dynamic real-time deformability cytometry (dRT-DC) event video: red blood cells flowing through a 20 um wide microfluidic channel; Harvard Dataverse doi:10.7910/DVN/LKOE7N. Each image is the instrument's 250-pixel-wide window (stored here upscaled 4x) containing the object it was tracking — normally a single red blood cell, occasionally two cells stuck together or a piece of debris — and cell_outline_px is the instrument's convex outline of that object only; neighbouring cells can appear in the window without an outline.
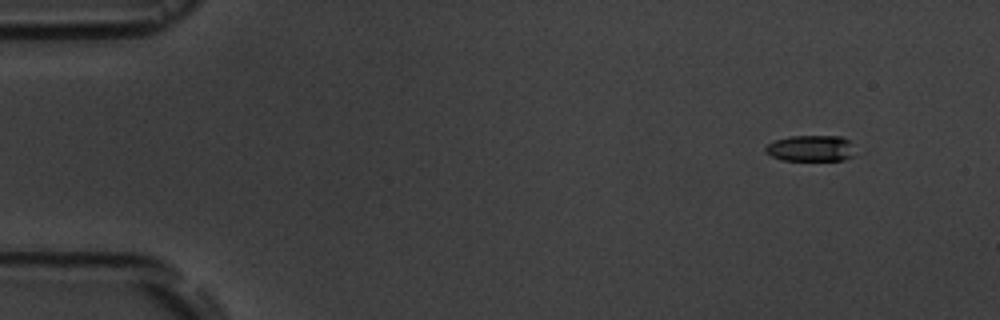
{"species": "common noctule bat (a hibernating species)", "species_latin": "Nyctalus noctula", "temperature_condition": "room temperature", "stored_images_in_passage": 6, "camera_frame_rate_fps": 3000, "um_per_image_px": 0.085, "animal": {"sex": "male", "body_mass_g": 19.5, "forearm_length_mm": 54.6}, "frame": {"image": 1, "passage_image": 2, "time_ms": 1.333, "image_size_px": [1000, 320], "cell_outline_px": [[856, 156], [844, 160], [784, 160], [772, 156], [764, 152], [764, 148], [768, 144], [776, 140], [788, 136], [840, 136], [848, 140]], "centroid_in_image_um": [68.92, 12.61], "position_along_channel_um": 16.1, "area_um2": 13.64}}